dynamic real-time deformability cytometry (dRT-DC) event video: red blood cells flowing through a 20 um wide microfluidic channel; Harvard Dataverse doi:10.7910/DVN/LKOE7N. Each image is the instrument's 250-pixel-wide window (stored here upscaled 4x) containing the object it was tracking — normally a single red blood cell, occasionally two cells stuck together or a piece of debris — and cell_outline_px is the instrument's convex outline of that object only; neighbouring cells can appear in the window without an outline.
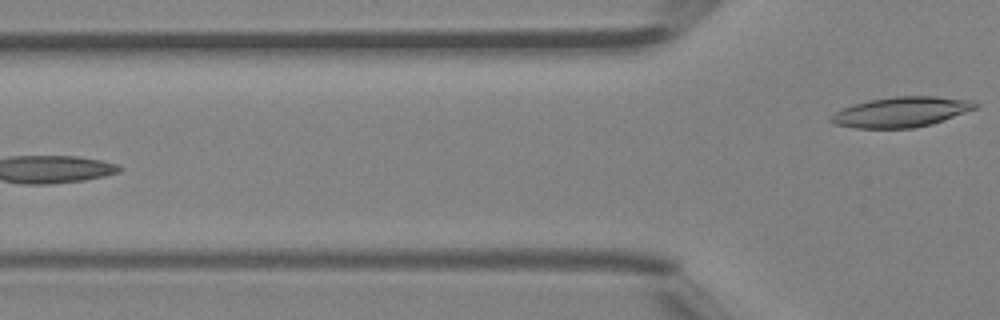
{"species": "Egyptian fruit bat (a non-hibernating species)", "species_latin": "Rousettus aegyptiacus", "temperature_condition": "room temperature", "stored_images_in_passage": 6, "camera_frame_rate_fps": 3000, "um_per_image_px": 0.085, "animal": {"sex": "female"}, "frame": {"image": 1, "passage_image": 6, "time_ms": 1.667, "image_size_px": [1000, 320], "cell_outline_px": [[976, 108], [932, 124], [912, 128], [856, 128], [832, 124], [828, 120], [828, 116], [844, 108], [868, 100], [892, 96], [936, 96], [976, 100]], "centroid_in_image_um": [76.58, 9.51], "position_along_channel_um": 49.2, "area_um2": 25.43}}